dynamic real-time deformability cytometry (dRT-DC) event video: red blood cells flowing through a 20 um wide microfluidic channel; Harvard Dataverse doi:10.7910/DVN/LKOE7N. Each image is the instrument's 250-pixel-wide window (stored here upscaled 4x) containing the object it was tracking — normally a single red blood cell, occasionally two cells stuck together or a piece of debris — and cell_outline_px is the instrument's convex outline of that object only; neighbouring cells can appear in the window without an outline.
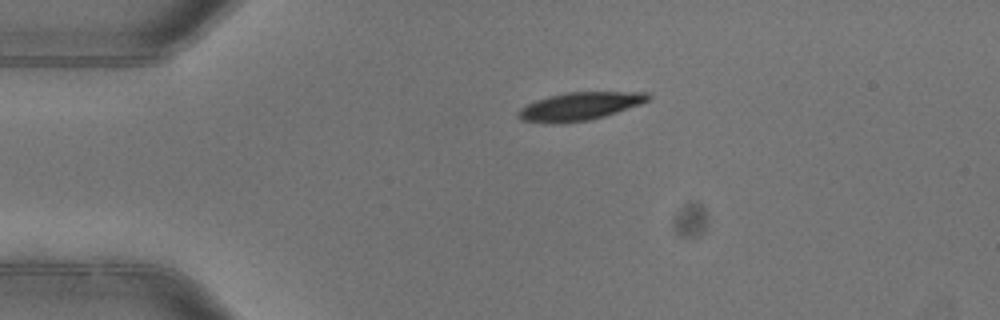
{"species": "common noctule bat (a hibernating species)", "species_latin": "Nyctalus noctula", "temperature_condition": "warm", "stored_images_in_passage": 4, "camera_frame_rate_fps": 3000, "um_per_image_px": 0.085, "animal": {"sex": "female"}, "frame": {"image": 1, "passage_image": 4, "time_ms": 1.0, "image_size_px": [1000, 320], "cell_outline_px": [[652, 96], [648, 100], [640, 104], [604, 116], [588, 120], [552, 124], [520, 120], [516, 116], [516, 112], [520, 108], [536, 100], [548, 96], [564, 92], [648, 92]], "centroid_in_image_um": [49.22, 9.03], "position_along_channel_um": 35.8, "area_um2": 21.21}}